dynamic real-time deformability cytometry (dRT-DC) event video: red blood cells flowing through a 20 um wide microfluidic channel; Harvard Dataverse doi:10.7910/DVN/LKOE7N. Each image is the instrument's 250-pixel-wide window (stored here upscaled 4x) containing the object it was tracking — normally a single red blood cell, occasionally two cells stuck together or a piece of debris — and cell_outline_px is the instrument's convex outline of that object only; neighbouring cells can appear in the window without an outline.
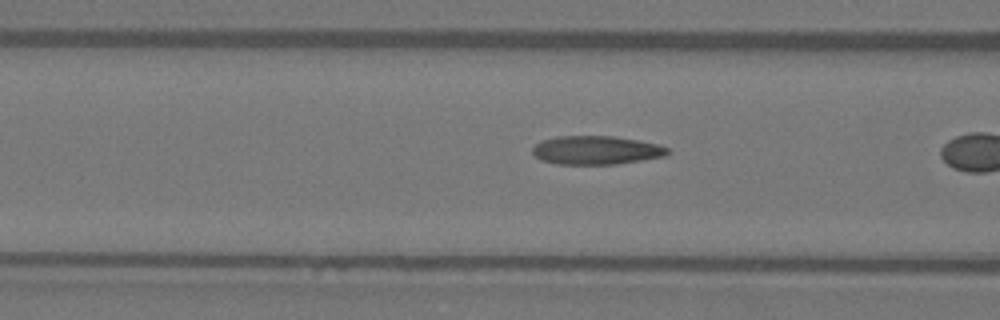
{"species": "Egyptian fruit bat (a non-hibernating species)", "species_latin": "Rousettus aegyptiacus", "temperature_condition": "warm", "stored_images_in_passage": 18, "camera_frame_rate_fps": 3000, "um_per_image_px": 0.085, "animal": {"sex": "female"}, "frame": {"image": 1, "passage_image": 16, "time_ms": 5.0, "image_size_px": [1000, 320], "cell_outline_px": [[672, 152], [664, 156], [616, 164], [556, 164], [540, 160], [532, 152], [532, 148], [536, 144], [544, 140], [556, 136], [612, 136], [640, 140], [660, 144], [668, 148]], "centroid_in_image_um": [50.7, 12.76], "position_along_channel_um": 115.9, "area_um2": 22.6}}